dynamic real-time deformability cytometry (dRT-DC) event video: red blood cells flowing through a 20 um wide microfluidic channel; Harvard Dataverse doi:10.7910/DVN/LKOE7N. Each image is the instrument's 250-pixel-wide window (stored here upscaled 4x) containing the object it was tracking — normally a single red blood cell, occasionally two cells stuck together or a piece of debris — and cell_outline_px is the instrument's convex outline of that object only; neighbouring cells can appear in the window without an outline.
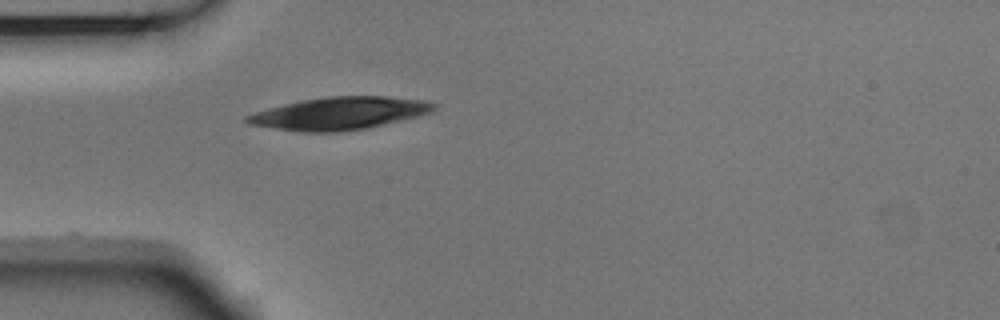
{"species": "Egyptian fruit bat (a non-hibernating species)", "species_latin": "Rousettus aegyptiacus", "temperature_condition": "room temperature", "stored_images_in_passage": 10, "camera_frame_rate_fps": 3000, "um_per_image_px": 0.085, "animal": {"sex": "male"}, "frame": {"image": 1, "passage_image": 1, "time_ms": 0.0, "image_size_px": [1000, 320], "cell_outline_px": [[436, 108], [432, 112], [368, 128], [340, 132], [300, 132], [248, 124], [244, 120], [244, 116], [268, 108], [300, 100], [328, 96], [388, 96], [424, 100], [436, 104]], "centroid_in_image_um": [28.83, 9.63], "position_along_channel_um": 56.2, "area_um2": 35.49}}